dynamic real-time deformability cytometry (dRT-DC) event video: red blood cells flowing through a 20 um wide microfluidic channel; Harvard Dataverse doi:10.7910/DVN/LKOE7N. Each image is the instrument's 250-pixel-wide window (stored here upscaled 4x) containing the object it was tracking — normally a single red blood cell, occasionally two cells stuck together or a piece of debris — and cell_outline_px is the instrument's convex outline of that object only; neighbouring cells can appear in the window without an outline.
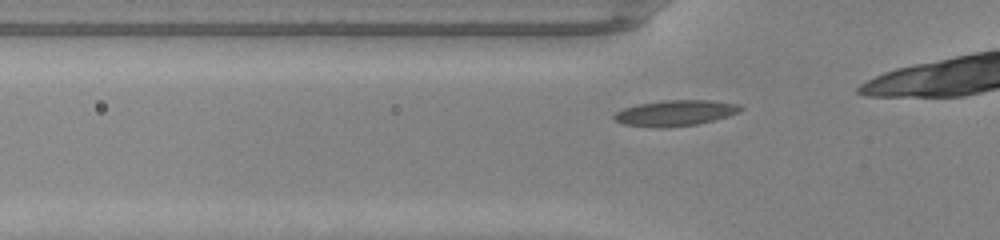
{"species": "common noctule bat (a hibernating species)", "species_latin": "Nyctalus noctula", "temperature_condition": "warm", "stored_images_in_passage": 27, "camera_frame_rate_fps": 3000, "um_per_image_px": 0.085, "animal": {"sex": "male", "body_mass_g": 20.0, "forearm_length_mm": 53.3}, "frame": {"image": 1, "passage_image": 3, "time_ms": 0.667, "image_size_px": [1000, 240], "cell_outline_px": [[744, 108], [728, 116], [696, 124], [668, 128], [656, 128], [624, 124], [616, 120], [612, 116], [616, 112], [624, 108], [636, 104], [664, 100], [712, 100], [740, 104]], "centroid_in_image_um": [57.38, 9.6], "position_along_channel_um": 68.4, "area_um2": 19.02}}
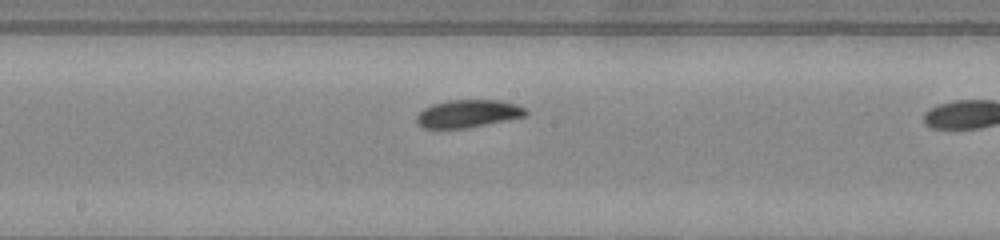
{"frame": {"image": 2, "passage_image": 13, "time_ms": 4.0, "image_size_px": [1000, 240], "cell_outline_px": [[528, 112], [524, 116], [468, 128], [424, 128], [416, 124], [416, 116], [424, 108], [432, 104], [448, 100], [500, 100], [516, 104], [524, 108]], "centroid_in_image_um": [39.74, 9.66], "position_along_channel_um": 208.5, "area_um2": 17.57}}
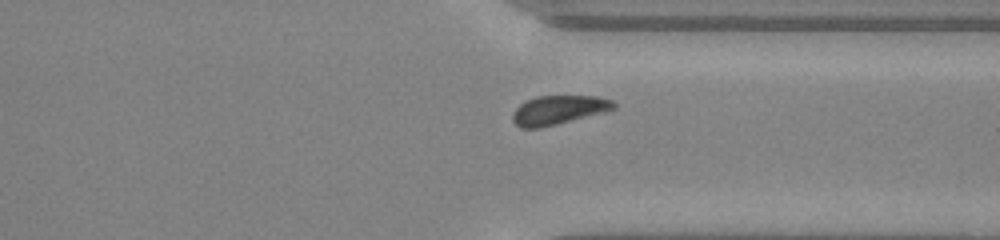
{"frame": {"image": 3, "passage_image": 24, "time_ms": 7.667, "image_size_px": [1000, 240], "cell_outline_px": [[616, 108], [604, 112], [540, 128], [520, 128], [512, 120], [512, 112], [524, 100], [536, 96], [596, 96], [612, 100], [616, 104]], "centroid_in_image_um": [47.44, 9.34], "position_along_channel_um": 364.0, "area_um2": 17.11}}